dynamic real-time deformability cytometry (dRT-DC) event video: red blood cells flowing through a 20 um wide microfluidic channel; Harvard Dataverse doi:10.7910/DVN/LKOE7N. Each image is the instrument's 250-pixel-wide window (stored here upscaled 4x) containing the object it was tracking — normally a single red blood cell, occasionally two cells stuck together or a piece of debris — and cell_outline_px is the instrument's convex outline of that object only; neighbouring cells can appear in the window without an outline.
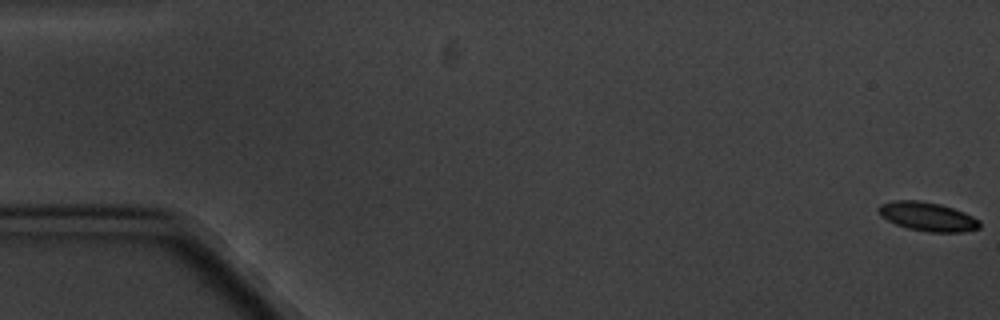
{"species": "common noctule bat (a hibernating species)", "species_latin": "Nyctalus noctula", "temperature_condition": "cold", "stored_images_in_passage": 7, "camera_frame_rate_fps": 3000, "um_per_image_px": 0.085, "animal": {"sex": "male", "body_mass_g": 20.1, "forearm_length_mm": 53.5}, "frame": {"image": 1, "passage_image": 1, "time_ms": 0.0, "image_size_px": [1000, 320], "cell_outline_px": [[980, 228], [964, 232], [928, 232], [908, 228], [896, 224], [880, 216], [876, 208], [880, 204], [892, 200], [920, 200], [940, 204], [964, 212], [980, 220]], "centroid_in_image_um": [78.82, 18.4], "position_along_channel_um": 6.2, "area_um2": 17.17}}
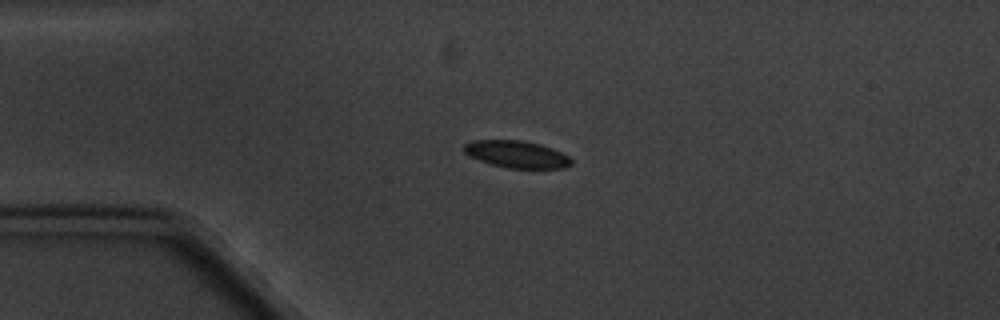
{"frame": {"image": 2, "passage_image": 5, "time_ms": 4.667, "image_size_px": [1000, 320], "cell_outline_px": [[572, 164], [564, 168], [508, 168], [492, 164], [468, 156], [464, 152], [464, 144], [472, 140], [524, 140], [540, 144], [552, 148], [568, 156], [572, 160]], "centroid_in_image_um": [43.91, 13.1], "position_along_channel_um": 41.1, "area_um2": 16.94}}